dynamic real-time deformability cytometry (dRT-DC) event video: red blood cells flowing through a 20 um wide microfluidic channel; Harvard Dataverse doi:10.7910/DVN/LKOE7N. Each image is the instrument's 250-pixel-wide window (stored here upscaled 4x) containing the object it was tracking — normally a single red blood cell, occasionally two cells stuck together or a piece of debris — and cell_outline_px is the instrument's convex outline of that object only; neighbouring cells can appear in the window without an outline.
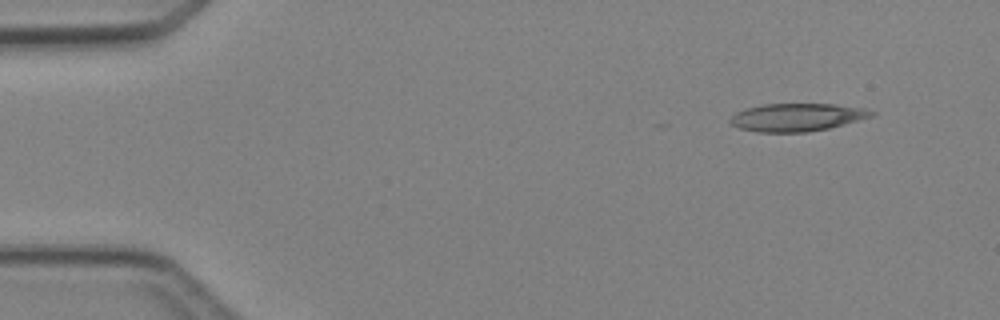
{"species": "Egyptian fruit bat (a non-hibernating species)", "species_latin": "Rousettus aegyptiacus", "temperature_condition": "cold", "stored_images_in_passage": 5, "camera_frame_rate_fps": 3000, "um_per_image_px": 0.085, "animal": {"sex": "female"}, "frame": {"image": 1, "passage_image": 1, "time_ms": 0.0, "image_size_px": [1000, 320], "cell_outline_px": [[876, 112], [872, 116], [844, 124], [828, 128], [808, 132], [756, 132], [740, 128], [732, 124], [728, 120], [736, 112], [748, 108], [764, 104], [836, 104], [864, 108]], "centroid_in_image_um": [67.74, 9.97], "position_along_channel_um": 17.3, "area_um2": 22.77}}
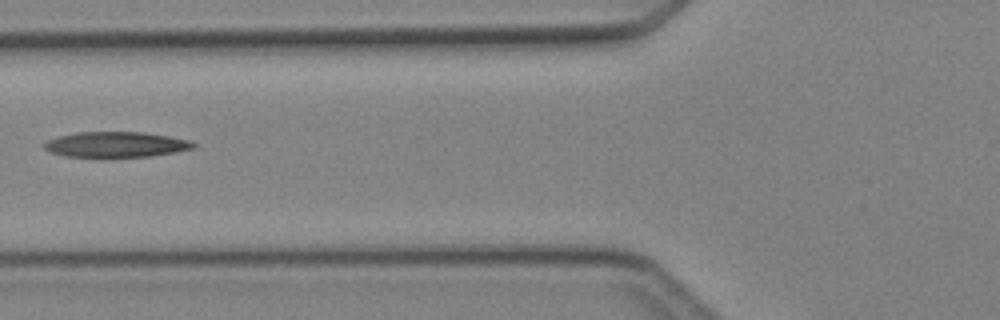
{"frame": {"image": 2, "passage_image": 4, "time_ms": 4.667, "image_size_px": [1000, 320], "cell_outline_px": [[196, 144], [192, 148], [176, 152], [152, 156], [64, 156], [52, 152], [44, 148], [40, 144], [44, 140], [76, 132], [144, 132], [168, 136], [188, 140]], "centroid_in_image_um": [9.8, 12.27], "position_along_channel_um": 116.0, "area_um2": 21.91}}
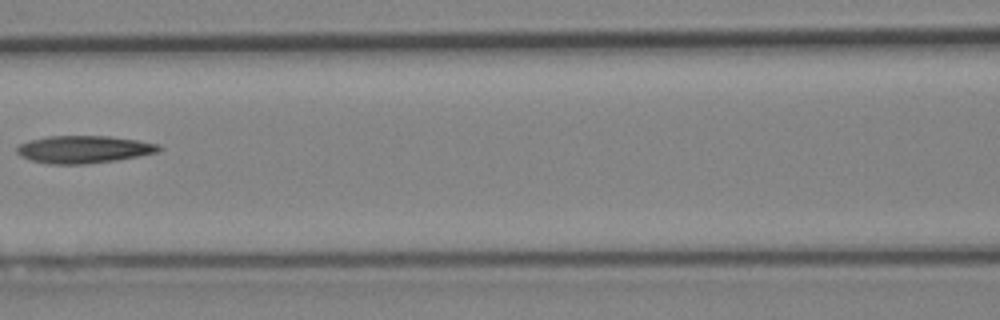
{"frame": {"image": 3, "passage_image": 5, "time_ms": 5.667, "image_size_px": [1000, 320], "cell_outline_px": [[164, 148], [156, 152], [116, 160], [84, 164], [48, 164], [32, 160], [20, 156], [16, 152], [16, 148], [20, 144], [28, 140], [48, 136], [108, 136], [136, 140], [160, 144]], "centroid_in_image_um": [7.09, 12.69], "position_along_channel_um": 159.5, "area_um2": 22.66}}